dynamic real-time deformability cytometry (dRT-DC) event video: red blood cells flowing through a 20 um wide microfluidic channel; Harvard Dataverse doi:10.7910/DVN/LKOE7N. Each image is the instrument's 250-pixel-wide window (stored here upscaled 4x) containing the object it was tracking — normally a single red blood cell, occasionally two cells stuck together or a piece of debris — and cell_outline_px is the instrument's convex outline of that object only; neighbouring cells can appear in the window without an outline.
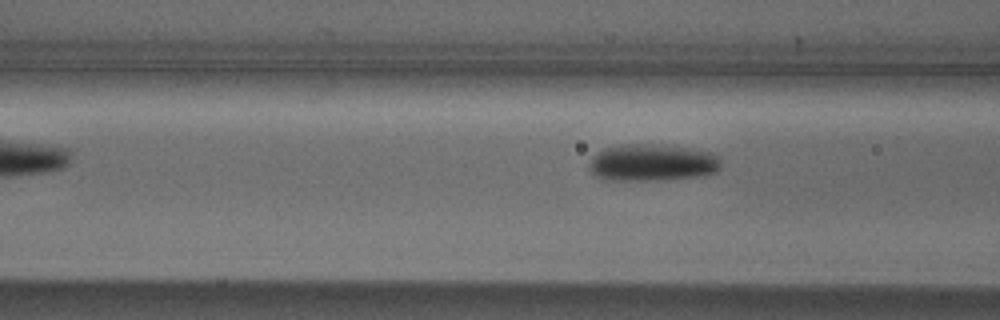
{"species": "Egyptian fruit bat (a non-hibernating species)", "species_latin": "Rousettus aegyptiacus", "temperature_condition": "cold", "stored_images_in_passage": 6, "camera_frame_rate_fps": 3000, "um_per_image_px": 0.085, "animal": {"sex": "male"}, "frame": {"image": 1, "passage_image": 6, "time_ms": 6.0, "image_size_px": [1000, 320], "cell_outline_px": [[720, 168], [716, 172], [704, 176], [664, 180], [600, 180], [588, 172], [588, 164], [592, 156], [596, 152], [604, 148], [620, 144], [652, 144], [712, 152], [720, 156]], "centroid_in_image_um": [55.37, 13.84], "position_along_channel_um": 111.2, "area_um2": 28.96}}